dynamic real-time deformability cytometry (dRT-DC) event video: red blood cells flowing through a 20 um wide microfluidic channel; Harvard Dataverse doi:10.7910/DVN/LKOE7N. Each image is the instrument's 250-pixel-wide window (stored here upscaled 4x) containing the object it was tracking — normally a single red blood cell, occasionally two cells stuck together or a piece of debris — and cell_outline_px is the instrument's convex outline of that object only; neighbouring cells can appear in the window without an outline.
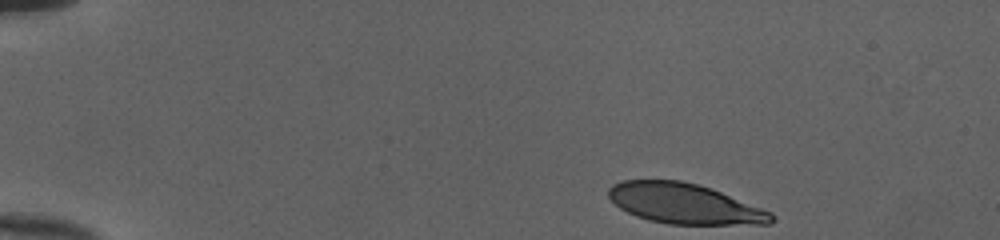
{"species": "human", "species_latin": "Homo sapiens", "temperature_condition": "cold", "stored_images_in_passage": 45, "camera_frame_rate_fps": 3000, "um_per_image_px": 0.085, "donor": {"sex": "female"}, "frame": {"image": 1, "passage_image": 1, "time_ms": 0.0, "image_size_px": [1000, 240], "cell_outline_px": [[776, 220], [772, 224], [668, 224], [648, 220], [636, 216], [620, 208], [608, 196], [608, 188], [612, 184], [624, 180], [680, 180], [712, 188], [772, 212], [776, 216]], "centroid_in_image_um": [58.21, 17.31], "position_along_channel_um": 26.8, "area_um2": 38.32}}
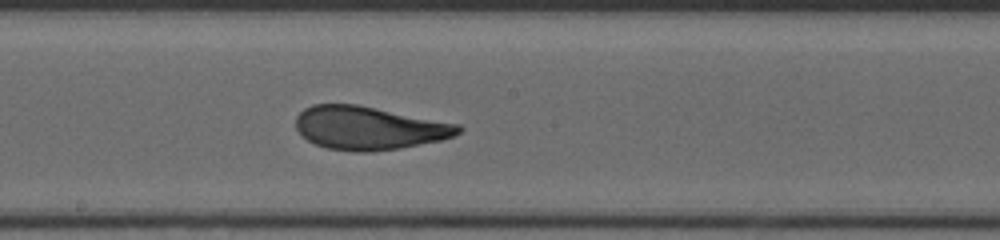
{"frame": {"image": 2, "passage_image": 23, "time_ms": 7.333, "image_size_px": [1000, 240], "cell_outline_px": [[464, 128], [456, 136], [440, 140], [400, 148], [372, 152], [356, 152], [328, 148], [316, 144], [308, 140], [296, 128], [296, 116], [304, 108], [312, 104], [356, 104], [460, 124]], "centroid_in_image_um": [31.38, 10.88], "position_along_channel_um": 216.8, "area_um2": 40.98}}
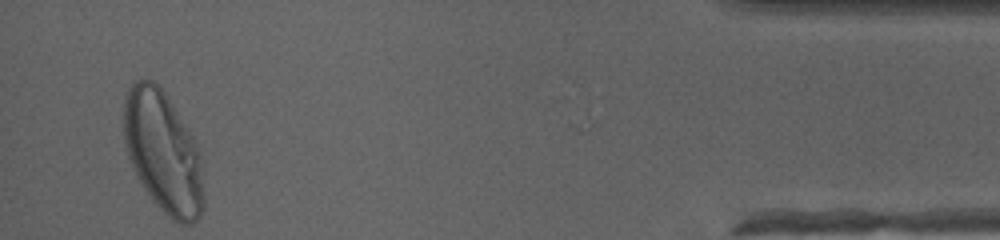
{"frame": {"image": 3, "passage_image": 43, "time_ms": 14.0, "image_size_px": [1000, 240], "cell_outline_px": [[204, 208], [200, 216], [192, 224], [180, 224], [172, 220], [152, 200], [136, 176], [132, 168], [124, 148], [124, 96], [128, 88], [136, 80], [152, 80], [164, 92], [172, 104], [192, 136], [196, 144], [204, 192]], "centroid_in_image_um": [13.83, 12.96], "position_along_channel_um": 421.4, "area_um2": 56.3}, "authors_computed_cell_mechanics": {"area_um2": 41.2692, "velocity_mm_per_s": 3.997, "shape_relaxation_time_tau1_ms": 5.5558, "shape_relaxation_time_tau2_ms": 0.8019, "deformation_change_tau1": 0.2306, "deformation_change_tau2": 0.0753}}